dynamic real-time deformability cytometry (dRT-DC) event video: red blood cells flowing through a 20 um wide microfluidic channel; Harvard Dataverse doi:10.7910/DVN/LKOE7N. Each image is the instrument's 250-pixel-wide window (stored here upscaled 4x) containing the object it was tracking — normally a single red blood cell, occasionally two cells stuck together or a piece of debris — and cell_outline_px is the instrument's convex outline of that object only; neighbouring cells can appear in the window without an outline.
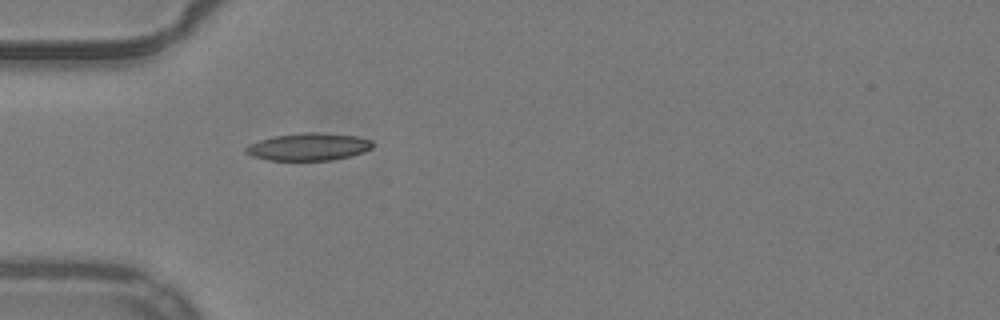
{"species": "common noctule bat (a hibernating species)", "species_latin": "Nyctalus noctula", "temperature_condition": "warm", "stored_images_in_passage": 37, "camera_frame_rate_fps": 3000, "um_per_image_px": 0.085, "animal": {"sex": "male", "body_mass_g": 19.2, "forearm_length_mm": 51.8}, "frame": {"image": 1, "passage_image": 1, "time_ms": 0.0, "image_size_px": [1000, 320], "cell_outline_px": [[372, 148], [364, 152], [352, 156], [332, 160], [268, 160], [252, 156], [244, 152], [244, 148], [248, 144], [272, 136], [304, 132], [316, 132], [356, 136], [372, 140]], "centroid_in_image_um": [26.21, 12.48], "position_along_channel_um": 58.8, "area_um2": 20.4}}
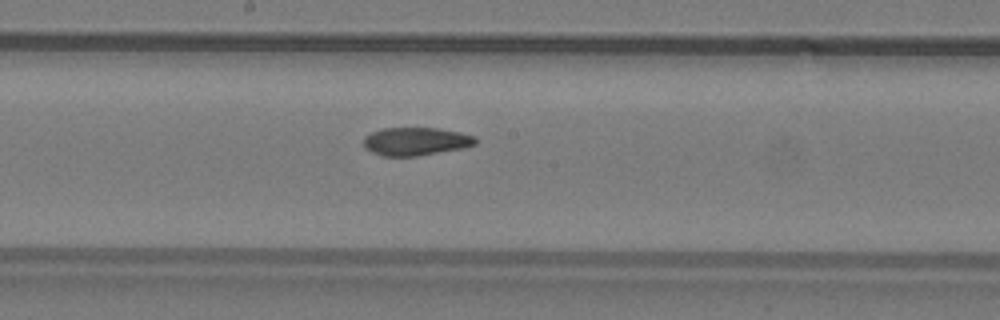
{"frame": {"image": 2, "passage_image": 13, "time_ms": 4.0, "image_size_px": [1000, 320], "cell_outline_px": [[476, 144], [464, 148], [416, 156], [380, 156], [364, 148], [364, 136], [372, 132], [384, 128], [440, 128], [460, 132], [476, 136]], "centroid_in_image_um": [35.35, 12.02], "position_along_channel_um": 212.9, "area_um2": 18.44}}
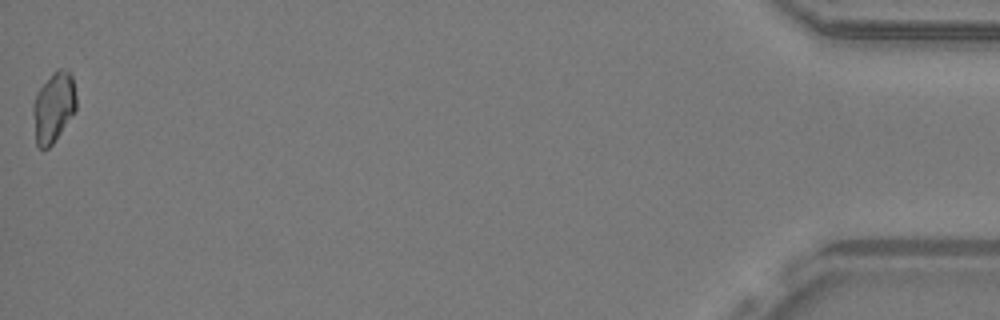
{"frame": {"image": 3, "passage_image": 37, "time_ms": 12.0, "image_size_px": [1000, 320], "cell_outline_px": [[76, 108], [52, 144], [48, 148], [40, 148], [36, 144], [32, 112], [32, 108], [36, 96], [40, 88], [52, 72], [56, 68], [60, 68], [68, 72], [72, 76], [76, 96]], "centroid_in_image_um": [4.53, 9.1], "position_along_channel_um": 430.7, "area_um2": 17.34}, "authors_computed_cell_mechanics": {"area_um2": 18.6116, "velocity_mm_per_s": 3.9495, "shape_relaxation_time_tau1_ms": null, "shape_relaxation_time_tau2_ms": 3.8687, "deformation_change_tau1": null, "deformation_change_tau2": 0.0884}}